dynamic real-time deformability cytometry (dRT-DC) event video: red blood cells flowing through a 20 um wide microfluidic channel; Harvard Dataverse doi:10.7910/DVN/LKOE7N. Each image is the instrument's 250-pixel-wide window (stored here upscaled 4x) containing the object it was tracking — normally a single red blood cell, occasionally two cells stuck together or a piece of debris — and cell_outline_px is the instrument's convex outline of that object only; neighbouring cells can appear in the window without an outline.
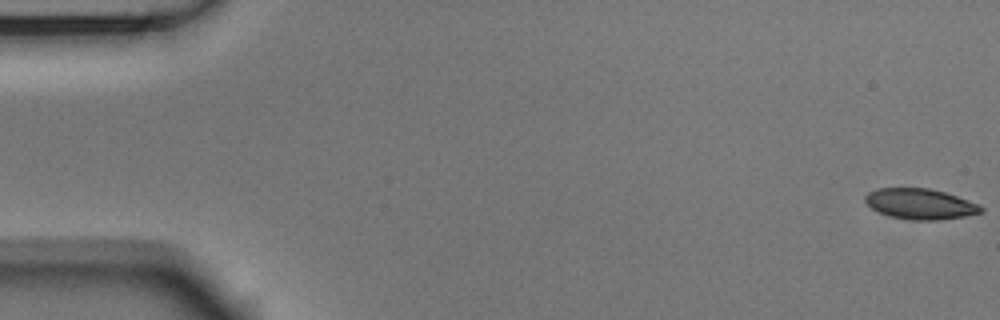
{"species": "Egyptian fruit bat (a non-hibernating species)", "species_latin": "Rousettus aegyptiacus", "temperature_condition": "room temperature", "stored_images_in_passage": 54, "camera_frame_rate_fps": 3000, "um_per_image_px": 0.085, "animal": {"sex": "male"}, "frame": {"image": 1, "passage_image": 1, "time_ms": 0.0, "image_size_px": [1000, 320], "cell_outline_px": [[984, 212], [964, 216], [936, 220], [912, 220], [888, 216], [872, 208], [864, 200], [864, 196], [868, 192], [876, 188], [928, 188], [944, 192], [980, 204], [984, 208]], "centroid_in_image_um": [78.22, 17.33], "position_along_channel_um": 6.8, "area_um2": 20.63}}
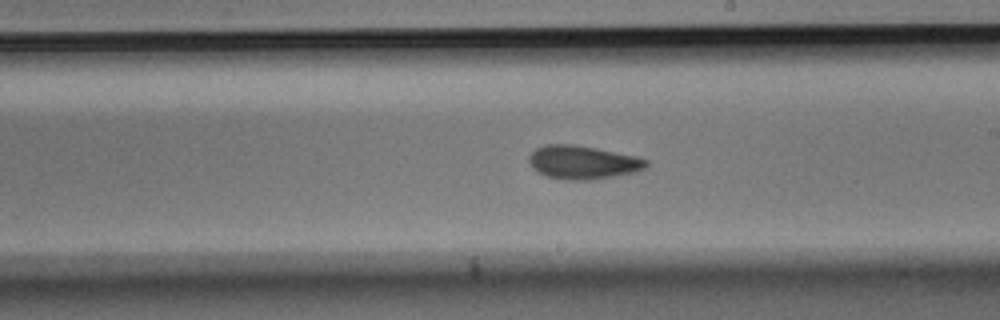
{"frame": {"image": 2, "passage_image": 31, "time_ms": 10.0, "image_size_px": [1000, 320], "cell_outline_px": [[648, 168], [636, 172], [592, 180], [564, 180], [548, 176], [536, 172], [532, 168], [528, 160], [528, 156], [536, 148], [544, 144], [572, 144], [596, 148], [636, 156], [648, 160]], "centroid_in_image_um": [49.53, 13.8], "position_along_channel_um": 239.5, "area_um2": 23.12}}
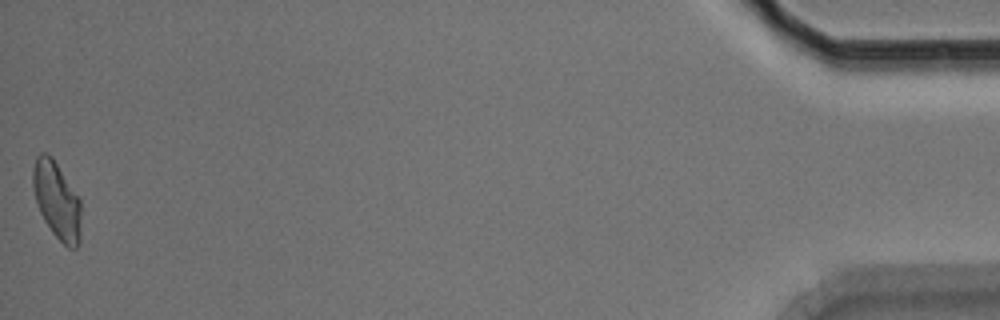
{"frame": {"image": 3, "passage_image": 54, "time_ms": 17.667, "image_size_px": [1000, 320], "cell_outline_px": [[80, 240], [76, 248], [68, 248], [52, 232], [44, 220], [40, 212], [36, 200], [32, 184], [32, 168], [36, 156], [40, 152], [48, 152], [52, 156], [80, 200]], "centroid_in_image_um": [4.81, 17.0], "position_along_channel_um": 430.4, "area_um2": 21.56}, "authors_computed_cell_mechanics": {"area_um2": 21.6461, "velocity_mm_per_s": 3.7432, "shape_relaxation_time_tau1_ms": 4.5985, "shape_relaxation_time_tau2_ms": 2.7899, "deformation_change_tau1": 0.1211, "deformation_change_tau2": 0.0824}}